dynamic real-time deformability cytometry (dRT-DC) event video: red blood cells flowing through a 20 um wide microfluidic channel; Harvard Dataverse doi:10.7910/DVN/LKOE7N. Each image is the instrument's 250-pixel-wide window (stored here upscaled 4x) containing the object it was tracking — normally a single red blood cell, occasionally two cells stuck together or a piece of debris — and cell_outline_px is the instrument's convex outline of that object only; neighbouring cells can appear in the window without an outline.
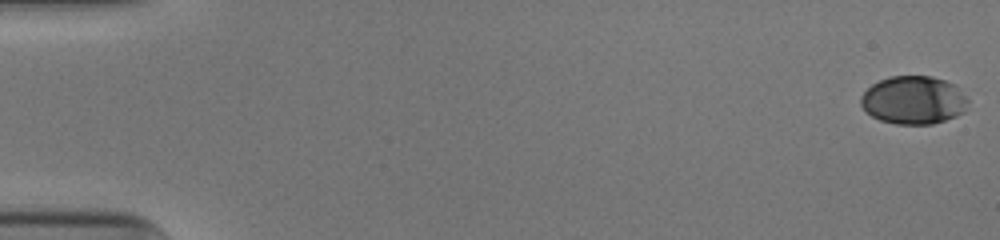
{"species": "human", "species_latin": "Homo sapiens", "temperature_condition": "cold", "stored_images_in_passage": 53, "camera_frame_rate_fps": 3000, "um_per_image_px": 0.085, "donor": {"sex": "male"}, "frame": {"image": 1, "passage_image": 1, "time_ms": 0.0, "image_size_px": [1000, 240], "cell_outline_px": [[968, 100], [964, 112], [956, 116], [932, 124], [896, 124], [880, 120], [872, 116], [860, 104], [860, 96], [872, 84], [888, 76], [932, 76], [956, 84]], "centroid_in_image_um": [77.65, 8.5], "position_along_channel_um": 7.3, "area_um2": 30.11}}
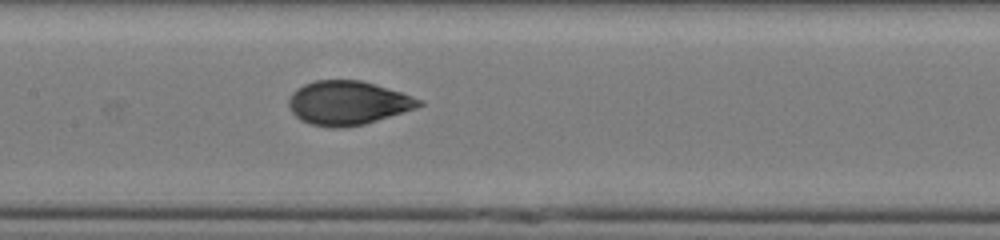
{"frame": {"image": 2, "passage_image": 27, "time_ms": 8.667, "image_size_px": [1000, 240], "cell_outline_px": [[424, 104], [416, 108], [364, 124], [340, 128], [332, 128], [312, 124], [300, 120], [292, 112], [288, 104], [288, 100], [292, 92], [296, 88], [304, 84], [316, 80], [360, 80], [400, 92], [424, 100]], "centroid_in_image_um": [29.55, 8.75], "position_along_channel_um": 177.9, "area_um2": 33.18}}
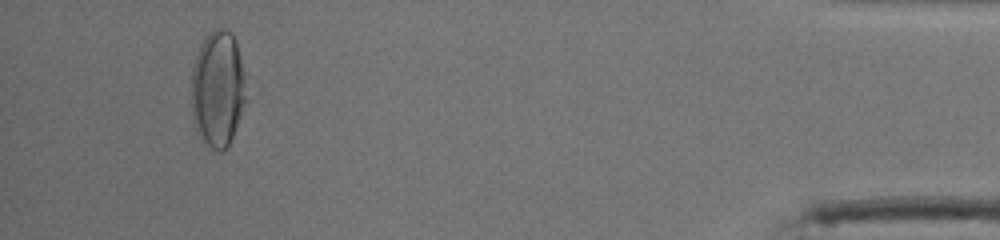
{"frame": {"image": 3, "passage_image": 50, "time_ms": 16.333, "image_size_px": [1000, 240], "cell_outline_px": [[244, 100], [240, 116], [232, 136], [228, 144], [220, 152], [212, 148], [200, 140], [196, 132], [192, 120], [192, 68], [200, 44], [208, 32], [212, 28], [224, 28], [232, 32], [236, 40], [244, 80]], "centroid_in_image_um": [18.46, 7.53], "position_along_channel_um": 416.7, "area_um2": 36.76}, "authors_computed_cell_mechanics": {"area_um2": 32.5992, "velocity_mm_per_s": 3.9511, "shape_relaxation_time_tau1_ms": 4.1971, "shape_relaxation_time_tau2_ms": null, "deformation_change_tau1": 0.169, "deformation_change_tau2": null}}